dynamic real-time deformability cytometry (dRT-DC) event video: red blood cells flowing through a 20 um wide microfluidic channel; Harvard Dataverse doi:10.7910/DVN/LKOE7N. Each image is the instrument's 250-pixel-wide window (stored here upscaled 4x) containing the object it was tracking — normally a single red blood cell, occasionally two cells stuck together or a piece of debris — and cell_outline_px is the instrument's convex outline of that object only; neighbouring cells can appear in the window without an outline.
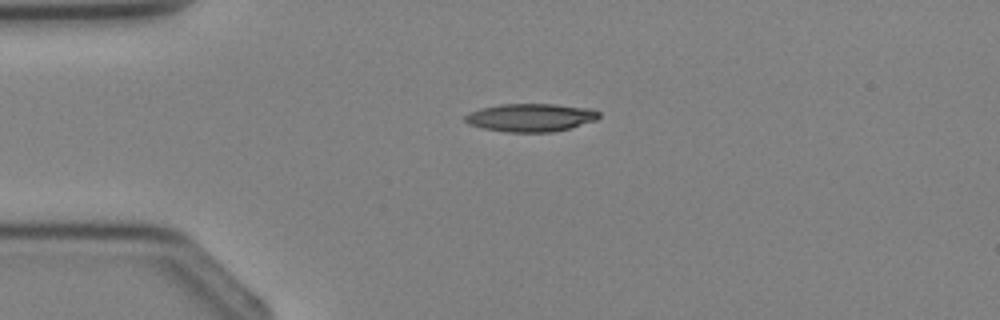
{"species": "Egyptian fruit bat (a non-hibernating species)", "species_latin": "Rousettus aegyptiacus", "temperature_condition": "cold", "stored_images_in_passage": 2, "camera_frame_rate_fps": 3000, "um_per_image_px": 0.085, "animal": {"sex": "female"}, "frame": {"image": 1, "passage_image": 1, "time_ms": 0.0, "image_size_px": [1000, 320], "cell_outline_px": [[600, 116], [596, 120], [572, 128], [552, 132], [504, 132], [484, 128], [468, 124], [464, 120], [464, 116], [480, 108], [500, 104], [556, 104], [592, 108], [600, 112]], "centroid_in_image_um": [45.15, 9.99], "position_along_channel_um": 39.9, "area_um2": 22.08}}